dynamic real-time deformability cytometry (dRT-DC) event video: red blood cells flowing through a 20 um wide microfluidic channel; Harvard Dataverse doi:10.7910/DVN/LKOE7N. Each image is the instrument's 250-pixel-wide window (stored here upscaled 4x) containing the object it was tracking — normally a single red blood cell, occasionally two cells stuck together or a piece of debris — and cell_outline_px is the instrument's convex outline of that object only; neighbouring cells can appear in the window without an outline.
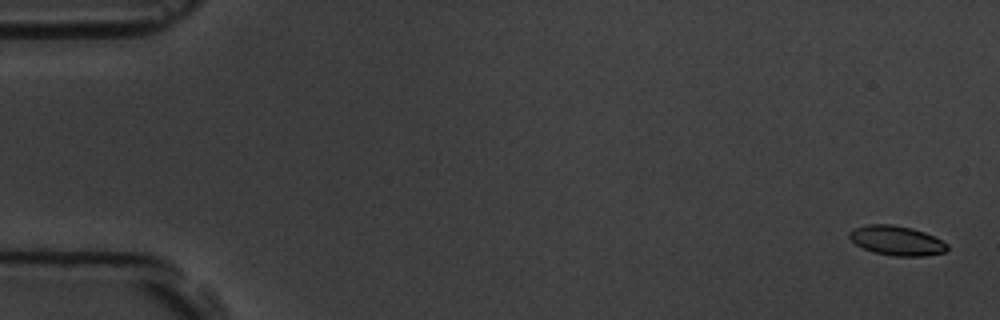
{"species": "common noctule bat (a hibernating species)", "species_latin": "Nyctalus noctula", "temperature_condition": "room temperature", "stored_images_in_passage": 8, "camera_frame_rate_fps": 3000, "um_per_image_px": 0.085, "animal": {"sex": "male", "body_mass_g": 19.5, "forearm_length_mm": 54.6}, "frame": {"image": 1, "passage_image": 1, "time_ms": 0.0, "image_size_px": [1000, 320], "cell_outline_px": [[948, 248], [944, 252], [924, 256], [892, 256], [872, 252], [856, 244], [848, 236], [848, 232], [856, 228], [868, 224], [892, 224], [912, 228], [924, 232], [948, 244]], "centroid_in_image_um": [76.2, 20.45], "position_along_channel_um": 8.8, "area_um2": 16.76}}
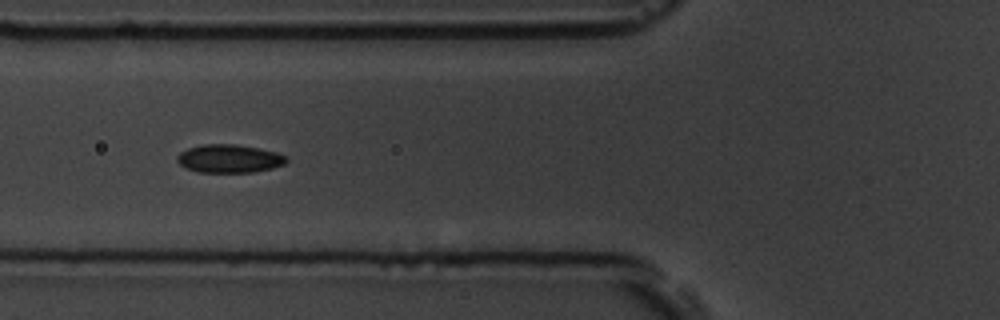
{"frame": {"image": 2, "passage_image": 7, "time_ms": 6.667, "image_size_px": [1000, 320], "cell_outline_px": [[288, 160], [284, 164], [272, 168], [252, 172], [196, 172], [180, 164], [176, 160], [176, 156], [180, 152], [188, 148], [204, 144], [232, 144], [256, 148], [276, 152], [284, 156]], "centroid_in_image_um": [19.45, 13.48], "position_along_channel_um": 106.4, "area_um2": 17.74}}
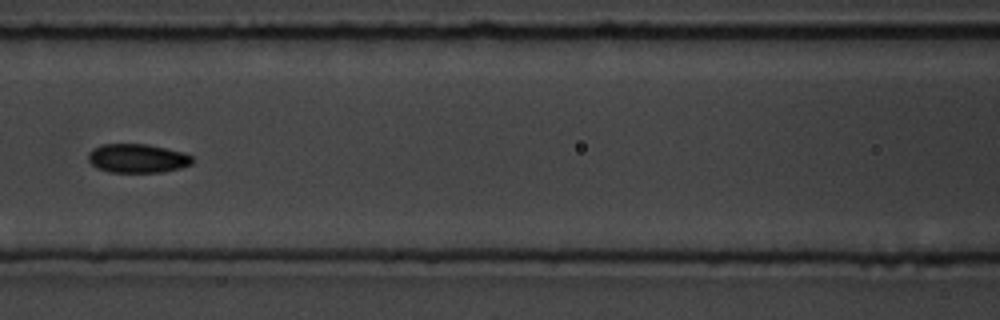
{"frame": {"image": 3, "passage_image": 8, "time_ms": 8.0, "image_size_px": [1000, 320], "cell_outline_px": [[192, 164], [180, 168], [160, 172], [108, 172], [96, 168], [88, 160], [88, 152], [92, 148], [100, 144], [148, 144], [184, 152], [192, 156]], "centroid_in_image_um": [11.65, 13.45], "position_along_channel_um": 154.9, "area_um2": 17.69}}